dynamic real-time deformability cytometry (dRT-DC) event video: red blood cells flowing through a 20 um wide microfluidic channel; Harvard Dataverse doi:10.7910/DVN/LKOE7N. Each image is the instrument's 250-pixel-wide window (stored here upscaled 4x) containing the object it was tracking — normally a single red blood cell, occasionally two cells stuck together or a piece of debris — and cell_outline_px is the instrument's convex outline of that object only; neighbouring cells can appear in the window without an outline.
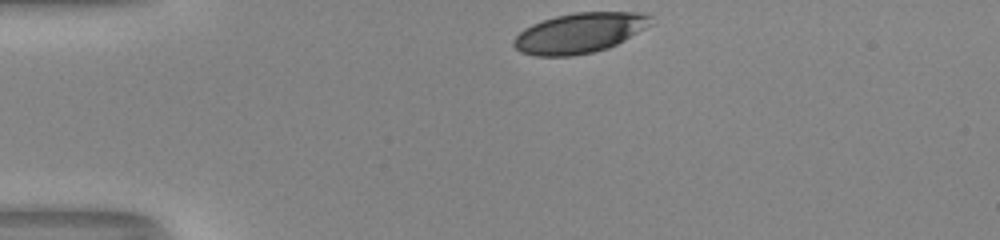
{"species": "human", "species_latin": "Homo sapiens", "temperature_condition": "room temperature", "stored_images_in_passage": 32, "camera_frame_rate_fps": 3000, "um_per_image_px": 0.085, "donor": {"sex": "male"}, "frame": {"image": 1, "passage_image": 1, "time_ms": 0.0, "image_size_px": [1000, 240], "cell_outline_px": [[652, 16], [644, 28], [624, 40], [608, 48], [592, 52], [572, 56], [536, 56], [520, 52], [512, 44], [512, 40], [524, 28], [532, 24], [556, 16], [576, 12], [640, 12]], "centroid_in_image_um": [49.2, 2.81], "position_along_channel_um": 35.8, "area_um2": 31.73}}
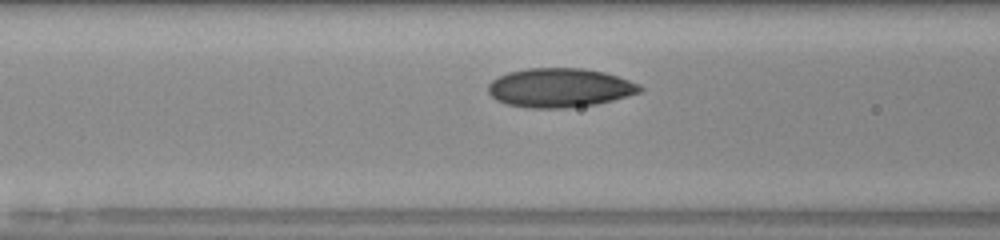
{"frame": {"image": 2, "passage_image": 11, "time_ms": 3.333, "image_size_px": [1000, 240], "cell_outline_px": [[644, 88], [640, 92], [628, 96], [596, 104], [568, 108], [528, 108], [508, 104], [496, 100], [488, 92], [488, 84], [492, 80], [508, 72], [528, 68], [584, 68], [604, 72], [640, 84]], "centroid_in_image_um": [47.58, 7.46], "position_along_channel_um": 119.0, "area_um2": 34.56}}
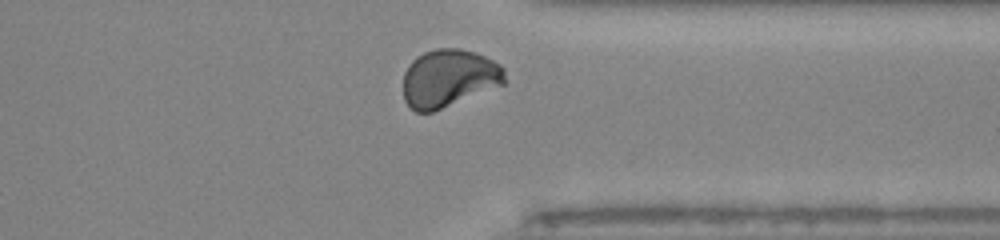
{"frame": {"image": 3, "passage_image": 30, "time_ms": 9.667, "image_size_px": [1000, 240], "cell_outline_px": [[504, 84], [432, 112], [416, 112], [408, 108], [404, 100], [404, 72], [408, 64], [416, 56], [424, 52], [436, 48], [460, 48], [476, 52], [500, 64], [504, 68]], "centroid_in_image_um": [38.12, 6.64], "position_along_channel_um": 373.3, "area_um2": 34.33}, "authors_computed_cell_mechanics": {"area_um2": 33.4662, "velocity_mm_per_s": 4.0459, "shape_relaxation_time_tau1_ms": 8.1017, "shape_relaxation_time_tau2_ms": 1.2348, "deformation_change_tau1": 0.1735, "deformation_change_tau2": 0.0486}}